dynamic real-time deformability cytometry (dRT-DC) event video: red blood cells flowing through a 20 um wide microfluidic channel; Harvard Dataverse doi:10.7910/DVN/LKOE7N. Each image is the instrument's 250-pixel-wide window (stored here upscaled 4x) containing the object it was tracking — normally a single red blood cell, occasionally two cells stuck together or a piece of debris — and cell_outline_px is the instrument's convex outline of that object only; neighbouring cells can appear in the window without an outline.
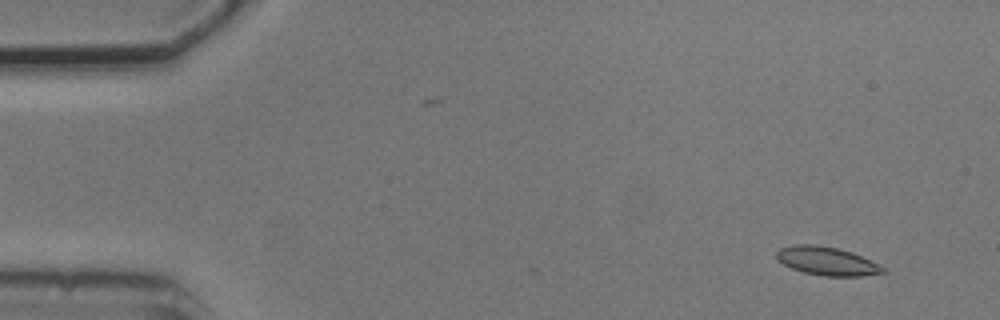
{"species": "common noctule bat (a hibernating species)", "species_latin": "Nyctalus noctula", "temperature_condition": "cold", "stored_images_in_passage": 7, "camera_frame_rate_fps": 3000, "um_per_image_px": 0.085, "animal": {"sex": "male", "body_mass_g": 20.5, "forearm_length_mm": 52.5}, "frame": {"image": 1, "passage_image": 2, "time_ms": 1.333, "image_size_px": [1000, 320], "cell_outline_px": [[884, 272], [860, 276], [824, 276], [804, 272], [792, 268], [776, 260], [776, 252], [780, 248], [792, 244], [816, 244], [836, 248], [852, 252], [884, 268]], "centroid_in_image_um": [70.2, 22.18], "position_along_channel_um": 14.8, "area_um2": 17.4}}
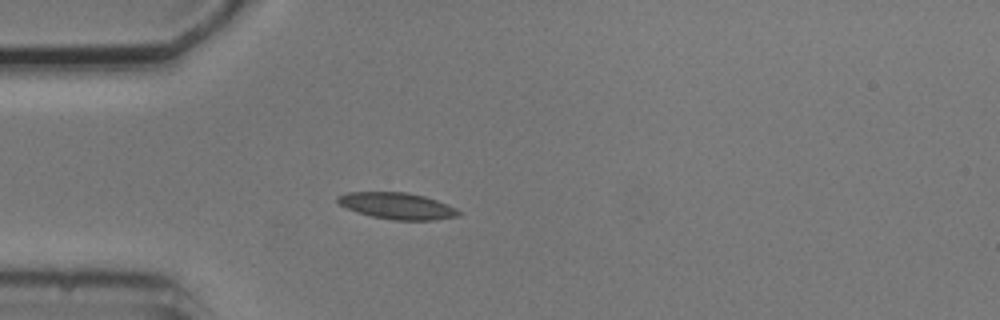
{"frame": {"image": 2, "passage_image": 5, "time_ms": 5.0, "image_size_px": [1000, 320], "cell_outline_px": [[460, 216], [432, 220], [396, 220], [372, 216], [348, 208], [340, 204], [336, 200], [336, 196], [348, 192], [408, 192], [424, 196], [448, 204], [456, 208], [460, 212]], "centroid_in_image_um": [33.79, 17.49], "position_along_channel_um": 51.2, "area_um2": 18.5}}
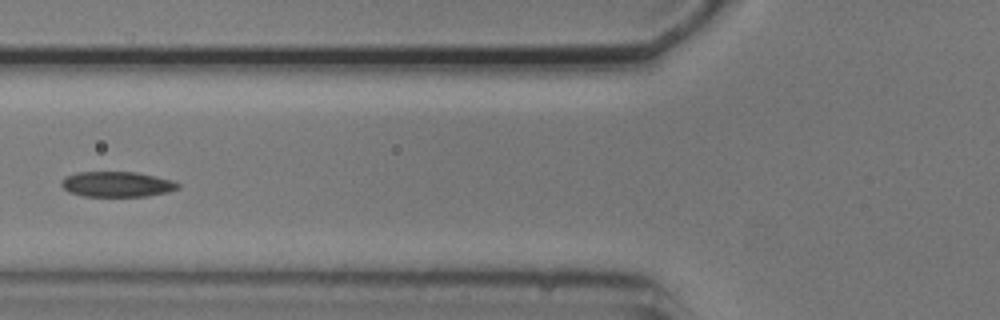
{"frame": {"image": 3, "passage_image": 7, "time_ms": 7.0, "image_size_px": [1000, 320], "cell_outline_px": [[180, 188], [168, 192], [148, 196], [84, 196], [68, 192], [60, 184], [60, 180], [64, 176], [76, 172], [136, 172], [156, 176], [172, 180], [180, 184]], "centroid_in_image_um": [9.92, 15.65], "position_along_channel_um": 115.9, "area_um2": 17.4}}